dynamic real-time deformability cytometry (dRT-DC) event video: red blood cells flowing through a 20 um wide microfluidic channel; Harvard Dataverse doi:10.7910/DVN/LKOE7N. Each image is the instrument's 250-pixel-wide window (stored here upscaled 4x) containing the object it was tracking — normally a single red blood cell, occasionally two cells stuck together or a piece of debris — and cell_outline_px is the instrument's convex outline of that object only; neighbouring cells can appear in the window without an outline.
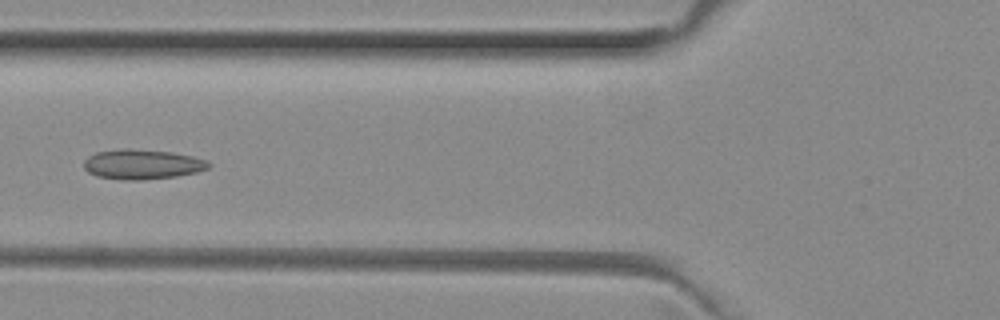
{"species": "common noctule bat (a hibernating species)", "species_latin": "Nyctalus noctula", "temperature_condition": "room temperature", "stored_images_in_passage": 39, "camera_frame_rate_fps": 3000, "um_per_image_px": 0.085, "animal": {"sex": "female", "body_mass_g": 29.2, "forearm_length_mm": 56.3}, "frame": {"image": 1, "passage_image": 7, "time_ms": 2.0, "image_size_px": [1000, 320], "cell_outline_px": [[212, 164], [208, 168], [196, 172], [176, 176], [144, 180], [124, 180], [96, 176], [88, 172], [84, 168], [84, 160], [88, 156], [96, 152], [124, 148], [128, 148], [172, 152], [192, 156], [204, 160]], "centroid_in_image_um": [12.06, 13.96], "position_along_channel_um": 113.7, "area_um2": 21.73}}
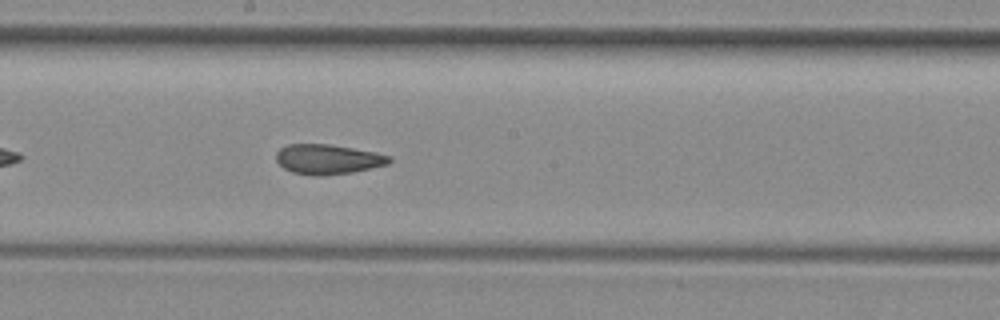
{"frame": {"image": 2, "passage_image": 15, "time_ms": 4.667, "image_size_px": [1000, 320], "cell_outline_px": [[392, 160], [388, 164], [352, 172], [320, 176], [316, 176], [292, 172], [284, 168], [276, 160], [276, 152], [280, 148], [288, 144], [328, 144], [376, 152], [392, 156]], "centroid_in_image_um": [27.87, 13.53], "position_along_channel_um": 220.3, "area_um2": 19.65}}
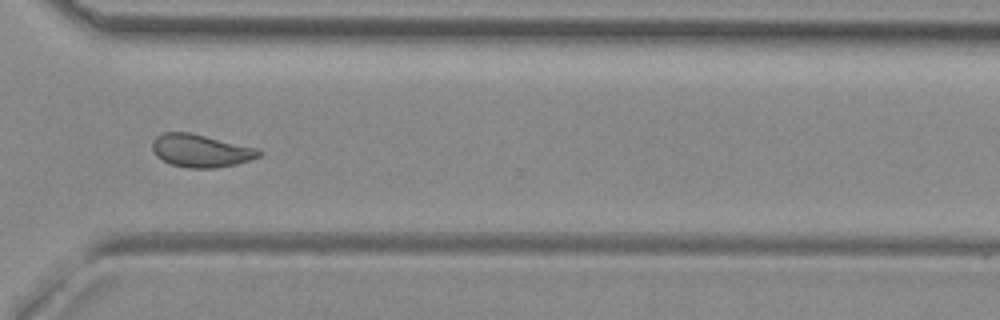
{"frame": {"image": 3, "passage_image": 25, "time_ms": 8.0, "image_size_px": [1000, 320], "cell_outline_px": [[264, 152], [260, 156], [236, 164], [216, 168], [188, 168], [172, 164], [156, 156], [152, 148], [152, 140], [156, 136], [164, 132], [188, 132], [260, 148]], "centroid_in_image_um": [17.09, 12.8], "position_along_channel_um": 353.5, "area_um2": 20.46}, "authors_computed_cell_mechanics": {"area_um2": 20.3456, "velocity_mm_per_s": 3.999, "shape_relaxation_time_tau1_ms": null, "shape_relaxation_time_tau2_ms": 1.8958, "deformation_change_tau1": null, "deformation_change_tau2": 0.0803}}